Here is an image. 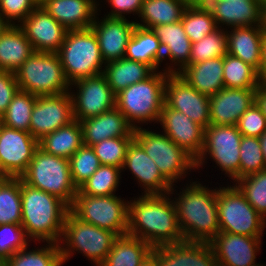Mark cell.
<instances>
[{"mask_svg": "<svg viewBox=\"0 0 266 266\" xmlns=\"http://www.w3.org/2000/svg\"><path fill=\"white\" fill-rule=\"evenodd\" d=\"M152 249L147 242L140 238L128 234L118 236L100 266H140Z\"/></svg>", "mask_w": 266, "mask_h": 266, "instance_id": "836d02e7", "label": "cell"}, {"mask_svg": "<svg viewBox=\"0 0 266 266\" xmlns=\"http://www.w3.org/2000/svg\"><path fill=\"white\" fill-rule=\"evenodd\" d=\"M96 0H46L41 6L67 30L91 28Z\"/></svg>", "mask_w": 266, "mask_h": 266, "instance_id": "d4e9b609", "label": "cell"}, {"mask_svg": "<svg viewBox=\"0 0 266 266\" xmlns=\"http://www.w3.org/2000/svg\"><path fill=\"white\" fill-rule=\"evenodd\" d=\"M39 148L30 132L9 128L0 123V162L11 178H20Z\"/></svg>", "mask_w": 266, "mask_h": 266, "instance_id": "2e32d148", "label": "cell"}, {"mask_svg": "<svg viewBox=\"0 0 266 266\" xmlns=\"http://www.w3.org/2000/svg\"><path fill=\"white\" fill-rule=\"evenodd\" d=\"M227 32L228 54L240 58L259 71L264 26H241ZM233 32V33H232Z\"/></svg>", "mask_w": 266, "mask_h": 266, "instance_id": "484cf974", "label": "cell"}, {"mask_svg": "<svg viewBox=\"0 0 266 266\" xmlns=\"http://www.w3.org/2000/svg\"><path fill=\"white\" fill-rule=\"evenodd\" d=\"M261 237L219 232L210 242L218 266H261L255 263ZM263 266V265H262Z\"/></svg>", "mask_w": 266, "mask_h": 266, "instance_id": "ac0fdd59", "label": "cell"}, {"mask_svg": "<svg viewBox=\"0 0 266 266\" xmlns=\"http://www.w3.org/2000/svg\"><path fill=\"white\" fill-rule=\"evenodd\" d=\"M165 134L195 160L200 156L204 145V128L192 121L184 113L162 107L159 119Z\"/></svg>", "mask_w": 266, "mask_h": 266, "instance_id": "d6986e66", "label": "cell"}, {"mask_svg": "<svg viewBox=\"0 0 266 266\" xmlns=\"http://www.w3.org/2000/svg\"><path fill=\"white\" fill-rule=\"evenodd\" d=\"M71 84L79 89L77 96L71 94L74 120L98 116L116 107V94L111 90L103 73Z\"/></svg>", "mask_w": 266, "mask_h": 266, "instance_id": "4fadbf2b", "label": "cell"}, {"mask_svg": "<svg viewBox=\"0 0 266 266\" xmlns=\"http://www.w3.org/2000/svg\"><path fill=\"white\" fill-rule=\"evenodd\" d=\"M114 10L107 15L112 18H125V13L137 12L140 15L144 0H108ZM123 14V15H122Z\"/></svg>", "mask_w": 266, "mask_h": 266, "instance_id": "816d5d0a", "label": "cell"}, {"mask_svg": "<svg viewBox=\"0 0 266 266\" xmlns=\"http://www.w3.org/2000/svg\"><path fill=\"white\" fill-rule=\"evenodd\" d=\"M120 170L122 169L119 167L101 165L97 171L78 188V191L82 195L89 196L112 195L119 184Z\"/></svg>", "mask_w": 266, "mask_h": 266, "instance_id": "ab89813d", "label": "cell"}, {"mask_svg": "<svg viewBox=\"0 0 266 266\" xmlns=\"http://www.w3.org/2000/svg\"><path fill=\"white\" fill-rule=\"evenodd\" d=\"M236 127L243 136L259 137L266 131V118L255 102L240 116Z\"/></svg>", "mask_w": 266, "mask_h": 266, "instance_id": "c3c4849f", "label": "cell"}, {"mask_svg": "<svg viewBox=\"0 0 266 266\" xmlns=\"http://www.w3.org/2000/svg\"><path fill=\"white\" fill-rule=\"evenodd\" d=\"M258 75L261 83L266 84V28L264 27V33L262 38V51H261V63L258 71Z\"/></svg>", "mask_w": 266, "mask_h": 266, "instance_id": "11a10c76", "label": "cell"}, {"mask_svg": "<svg viewBox=\"0 0 266 266\" xmlns=\"http://www.w3.org/2000/svg\"><path fill=\"white\" fill-rule=\"evenodd\" d=\"M259 142H260V146L262 149V154H263V158H264V162L266 164V131L263 132L259 137Z\"/></svg>", "mask_w": 266, "mask_h": 266, "instance_id": "6f0895ef", "label": "cell"}, {"mask_svg": "<svg viewBox=\"0 0 266 266\" xmlns=\"http://www.w3.org/2000/svg\"><path fill=\"white\" fill-rule=\"evenodd\" d=\"M128 167L148 194H172V184L161 174L143 147L133 139L128 145L123 169Z\"/></svg>", "mask_w": 266, "mask_h": 266, "instance_id": "44dd1931", "label": "cell"}, {"mask_svg": "<svg viewBox=\"0 0 266 266\" xmlns=\"http://www.w3.org/2000/svg\"><path fill=\"white\" fill-rule=\"evenodd\" d=\"M241 138L242 134L236 125L210 124L204 129V145L200 156L195 160L196 168L203 164L208 152L222 171L236 181L240 178Z\"/></svg>", "mask_w": 266, "mask_h": 266, "instance_id": "7c38bea8", "label": "cell"}, {"mask_svg": "<svg viewBox=\"0 0 266 266\" xmlns=\"http://www.w3.org/2000/svg\"><path fill=\"white\" fill-rule=\"evenodd\" d=\"M136 26L126 18L107 17L97 22L96 17L91 25L97 36L100 52L106 63L125 57L128 41Z\"/></svg>", "mask_w": 266, "mask_h": 266, "instance_id": "ffe728a7", "label": "cell"}, {"mask_svg": "<svg viewBox=\"0 0 266 266\" xmlns=\"http://www.w3.org/2000/svg\"><path fill=\"white\" fill-rule=\"evenodd\" d=\"M174 203L184 241L209 243L220 232L216 189L193 182Z\"/></svg>", "mask_w": 266, "mask_h": 266, "instance_id": "3957f363", "label": "cell"}, {"mask_svg": "<svg viewBox=\"0 0 266 266\" xmlns=\"http://www.w3.org/2000/svg\"><path fill=\"white\" fill-rule=\"evenodd\" d=\"M83 131V143L92 146L102 140L113 137L134 135L135 128L116 108L80 121Z\"/></svg>", "mask_w": 266, "mask_h": 266, "instance_id": "cb8c5ba5", "label": "cell"}, {"mask_svg": "<svg viewBox=\"0 0 266 266\" xmlns=\"http://www.w3.org/2000/svg\"><path fill=\"white\" fill-rule=\"evenodd\" d=\"M220 23L232 27L263 25V6L259 0H219L213 16Z\"/></svg>", "mask_w": 266, "mask_h": 266, "instance_id": "83f0119b", "label": "cell"}, {"mask_svg": "<svg viewBox=\"0 0 266 266\" xmlns=\"http://www.w3.org/2000/svg\"><path fill=\"white\" fill-rule=\"evenodd\" d=\"M225 32L218 27L200 41L192 43L189 64L225 56L228 52L227 32Z\"/></svg>", "mask_w": 266, "mask_h": 266, "instance_id": "60d3db41", "label": "cell"}, {"mask_svg": "<svg viewBox=\"0 0 266 266\" xmlns=\"http://www.w3.org/2000/svg\"><path fill=\"white\" fill-rule=\"evenodd\" d=\"M163 49V58L169 57L174 64L180 66L177 72L189 65L191 54V40L185 33L181 21L151 28ZM177 61V62H175Z\"/></svg>", "mask_w": 266, "mask_h": 266, "instance_id": "f546056e", "label": "cell"}, {"mask_svg": "<svg viewBox=\"0 0 266 266\" xmlns=\"http://www.w3.org/2000/svg\"><path fill=\"white\" fill-rule=\"evenodd\" d=\"M255 104L266 118V84L261 83L255 91Z\"/></svg>", "mask_w": 266, "mask_h": 266, "instance_id": "db71d44e", "label": "cell"}, {"mask_svg": "<svg viewBox=\"0 0 266 266\" xmlns=\"http://www.w3.org/2000/svg\"><path fill=\"white\" fill-rule=\"evenodd\" d=\"M235 186L248 203L266 220V169L241 177Z\"/></svg>", "mask_w": 266, "mask_h": 266, "instance_id": "b9f144b4", "label": "cell"}, {"mask_svg": "<svg viewBox=\"0 0 266 266\" xmlns=\"http://www.w3.org/2000/svg\"><path fill=\"white\" fill-rule=\"evenodd\" d=\"M27 241L21 224L0 225V257L10 258L17 251L27 247Z\"/></svg>", "mask_w": 266, "mask_h": 266, "instance_id": "7dc6e473", "label": "cell"}, {"mask_svg": "<svg viewBox=\"0 0 266 266\" xmlns=\"http://www.w3.org/2000/svg\"><path fill=\"white\" fill-rule=\"evenodd\" d=\"M181 22L191 43L200 41L218 28L213 16L200 12L189 4L183 11Z\"/></svg>", "mask_w": 266, "mask_h": 266, "instance_id": "f6af8a7d", "label": "cell"}, {"mask_svg": "<svg viewBox=\"0 0 266 266\" xmlns=\"http://www.w3.org/2000/svg\"><path fill=\"white\" fill-rule=\"evenodd\" d=\"M239 156L240 178L266 169L258 137L242 135Z\"/></svg>", "mask_w": 266, "mask_h": 266, "instance_id": "bcb514c9", "label": "cell"}, {"mask_svg": "<svg viewBox=\"0 0 266 266\" xmlns=\"http://www.w3.org/2000/svg\"><path fill=\"white\" fill-rule=\"evenodd\" d=\"M69 210L80 220L112 231L117 236L127 234L128 202L114 194L89 196L78 191Z\"/></svg>", "mask_w": 266, "mask_h": 266, "instance_id": "30bf717a", "label": "cell"}, {"mask_svg": "<svg viewBox=\"0 0 266 266\" xmlns=\"http://www.w3.org/2000/svg\"><path fill=\"white\" fill-rule=\"evenodd\" d=\"M62 236L65 239L63 241L67 243L66 248L60 247L62 263L69 259L72 251L79 250L96 266L104 262L112 249L114 240L118 237L112 231L80 220L70 210L64 220Z\"/></svg>", "mask_w": 266, "mask_h": 266, "instance_id": "ba28073f", "label": "cell"}, {"mask_svg": "<svg viewBox=\"0 0 266 266\" xmlns=\"http://www.w3.org/2000/svg\"><path fill=\"white\" fill-rule=\"evenodd\" d=\"M37 0H0V13L10 25L12 20L22 23L38 6Z\"/></svg>", "mask_w": 266, "mask_h": 266, "instance_id": "681fc988", "label": "cell"}, {"mask_svg": "<svg viewBox=\"0 0 266 266\" xmlns=\"http://www.w3.org/2000/svg\"><path fill=\"white\" fill-rule=\"evenodd\" d=\"M255 91L224 87L209 96L210 124L236 125L240 116L255 102Z\"/></svg>", "mask_w": 266, "mask_h": 266, "instance_id": "7402d4cb", "label": "cell"}, {"mask_svg": "<svg viewBox=\"0 0 266 266\" xmlns=\"http://www.w3.org/2000/svg\"><path fill=\"white\" fill-rule=\"evenodd\" d=\"M46 0H37L38 4L41 6Z\"/></svg>", "mask_w": 266, "mask_h": 266, "instance_id": "be15d7a7", "label": "cell"}, {"mask_svg": "<svg viewBox=\"0 0 266 266\" xmlns=\"http://www.w3.org/2000/svg\"><path fill=\"white\" fill-rule=\"evenodd\" d=\"M21 178L0 183V225L21 224Z\"/></svg>", "mask_w": 266, "mask_h": 266, "instance_id": "74e56055", "label": "cell"}, {"mask_svg": "<svg viewBox=\"0 0 266 266\" xmlns=\"http://www.w3.org/2000/svg\"><path fill=\"white\" fill-rule=\"evenodd\" d=\"M164 104L184 113L204 129L210 125L209 96L198 92L177 73L167 76Z\"/></svg>", "mask_w": 266, "mask_h": 266, "instance_id": "9a60e30c", "label": "cell"}, {"mask_svg": "<svg viewBox=\"0 0 266 266\" xmlns=\"http://www.w3.org/2000/svg\"><path fill=\"white\" fill-rule=\"evenodd\" d=\"M263 26L266 28V5L263 7Z\"/></svg>", "mask_w": 266, "mask_h": 266, "instance_id": "94428289", "label": "cell"}, {"mask_svg": "<svg viewBox=\"0 0 266 266\" xmlns=\"http://www.w3.org/2000/svg\"><path fill=\"white\" fill-rule=\"evenodd\" d=\"M140 266H159L158 247L152 249Z\"/></svg>", "mask_w": 266, "mask_h": 266, "instance_id": "9f6ffc18", "label": "cell"}, {"mask_svg": "<svg viewBox=\"0 0 266 266\" xmlns=\"http://www.w3.org/2000/svg\"><path fill=\"white\" fill-rule=\"evenodd\" d=\"M20 90L35 96L58 95L69 91L58 53L36 52L15 72Z\"/></svg>", "mask_w": 266, "mask_h": 266, "instance_id": "52a82bcc", "label": "cell"}, {"mask_svg": "<svg viewBox=\"0 0 266 266\" xmlns=\"http://www.w3.org/2000/svg\"><path fill=\"white\" fill-rule=\"evenodd\" d=\"M83 144L82 126L77 120L39 140V148L44 152L66 159H69Z\"/></svg>", "mask_w": 266, "mask_h": 266, "instance_id": "d6a6232c", "label": "cell"}, {"mask_svg": "<svg viewBox=\"0 0 266 266\" xmlns=\"http://www.w3.org/2000/svg\"><path fill=\"white\" fill-rule=\"evenodd\" d=\"M34 53L25 32L17 25H10L0 35V71L15 73Z\"/></svg>", "mask_w": 266, "mask_h": 266, "instance_id": "f1b7e54d", "label": "cell"}, {"mask_svg": "<svg viewBox=\"0 0 266 266\" xmlns=\"http://www.w3.org/2000/svg\"><path fill=\"white\" fill-rule=\"evenodd\" d=\"M106 64L105 69H103V74L115 94L134 83L147 79L156 72L146 63L132 61L125 57Z\"/></svg>", "mask_w": 266, "mask_h": 266, "instance_id": "4dcf8cb0", "label": "cell"}, {"mask_svg": "<svg viewBox=\"0 0 266 266\" xmlns=\"http://www.w3.org/2000/svg\"><path fill=\"white\" fill-rule=\"evenodd\" d=\"M68 160L71 178L77 189L101 166L93 148L84 144Z\"/></svg>", "mask_w": 266, "mask_h": 266, "instance_id": "7bdbcfd3", "label": "cell"}, {"mask_svg": "<svg viewBox=\"0 0 266 266\" xmlns=\"http://www.w3.org/2000/svg\"><path fill=\"white\" fill-rule=\"evenodd\" d=\"M223 79L226 88L256 89L261 84L255 68L228 53L223 56Z\"/></svg>", "mask_w": 266, "mask_h": 266, "instance_id": "d590c367", "label": "cell"}, {"mask_svg": "<svg viewBox=\"0 0 266 266\" xmlns=\"http://www.w3.org/2000/svg\"><path fill=\"white\" fill-rule=\"evenodd\" d=\"M69 209L59 197L34 188L21 179V226L27 238L61 243L64 220Z\"/></svg>", "mask_w": 266, "mask_h": 266, "instance_id": "7a4b0ae2", "label": "cell"}, {"mask_svg": "<svg viewBox=\"0 0 266 266\" xmlns=\"http://www.w3.org/2000/svg\"><path fill=\"white\" fill-rule=\"evenodd\" d=\"M18 90L15 73L0 71V117L6 112Z\"/></svg>", "mask_w": 266, "mask_h": 266, "instance_id": "f907efd6", "label": "cell"}, {"mask_svg": "<svg viewBox=\"0 0 266 266\" xmlns=\"http://www.w3.org/2000/svg\"><path fill=\"white\" fill-rule=\"evenodd\" d=\"M134 139V135L127 137H113L92 145L95 155L101 165L119 167L123 170L128 145Z\"/></svg>", "mask_w": 266, "mask_h": 266, "instance_id": "ee69618b", "label": "cell"}, {"mask_svg": "<svg viewBox=\"0 0 266 266\" xmlns=\"http://www.w3.org/2000/svg\"><path fill=\"white\" fill-rule=\"evenodd\" d=\"M134 139L171 184L183 177L188 169L196 168L195 159L166 134L162 135L137 127L134 131Z\"/></svg>", "mask_w": 266, "mask_h": 266, "instance_id": "8fae6325", "label": "cell"}, {"mask_svg": "<svg viewBox=\"0 0 266 266\" xmlns=\"http://www.w3.org/2000/svg\"><path fill=\"white\" fill-rule=\"evenodd\" d=\"M37 96L18 90L6 112L0 117V123L9 128L30 132V119Z\"/></svg>", "mask_w": 266, "mask_h": 266, "instance_id": "8d00e7d4", "label": "cell"}, {"mask_svg": "<svg viewBox=\"0 0 266 266\" xmlns=\"http://www.w3.org/2000/svg\"><path fill=\"white\" fill-rule=\"evenodd\" d=\"M11 177L8 175V173L5 171V169L2 167V164L0 162V183H4L8 181Z\"/></svg>", "mask_w": 266, "mask_h": 266, "instance_id": "680465c9", "label": "cell"}, {"mask_svg": "<svg viewBox=\"0 0 266 266\" xmlns=\"http://www.w3.org/2000/svg\"><path fill=\"white\" fill-rule=\"evenodd\" d=\"M187 5L188 0H144L139 15L143 24L136 25L151 29L154 26L179 22Z\"/></svg>", "mask_w": 266, "mask_h": 266, "instance_id": "e575fe53", "label": "cell"}, {"mask_svg": "<svg viewBox=\"0 0 266 266\" xmlns=\"http://www.w3.org/2000/svg\"><path fill=\"white\" fill-rule=\"evenodd\" d=\"M125 58L146 63L155 71L164 60L163 49L154 32L137 25L128 41Z\"/></svg>", "mask_w": 266, "mask_h": 266, "instance_id": "1f68e13d", "label": "cell"}, {"mask_svg": "<svg viewBox=\"0 0 266 266\" xmlns=\"http://www.w3.org/2000/svg\"><path fill=\"white\" fill-rule=\"evenodd\" d=\"M74 121L71 93L37 96L31 119L30 133L40 140Z\"/></svg>", "mask_w": 266, "mask_h": 266, "instance_id": "5bb4252c", "label": "cell"}, {"mask_svg": "<svg viewBox=\"0 0 266 266\" xmlns=\"http://www.w3.org/2000/svg\"><path fill=\"white\" fill-rule=\"evenodd\" d=\"M219 0H188V4L200 12L214 16Z\"/></svg>", "mask_w": 266, "mask_h": 266, "instance_id": "f5cc1de1", "label": "cell"}, {"mask_svg": "<svg viewBox=\"0 0 266 266\" xmlns=\"http://www.w3.org/2000/svg\"><path fill=\"white\" fill-rule=\"evenodd\" d=\"M57 53L70 85L79 79L103 73L102 64L105 62L92 28L68 30Z\"/></svg>", "mask_w": 266, "mask_h": 266, "instance_id": "5b68a950", "label": "cell"}, {"mask_svg": "<svg viewBox=\"0 0 266 266\" xmlns=\"http://www.w3.org/2000/svg\"><path fill=\"white\" fill-rule=\"evenodd\" d=\"M148 194L128 201L127 234L140 238L152 248L184 241L175 203L167 194Z\"/></svg>", "mask_w": 266, "mask_h": 266, "instance_id": "6da1fadb", "label": "cell"}, {"mask_svg": "<svg viewBox=\"0 0 266 266\" xmlns=\"http://www.w3.org/2000/svg\"><path fill=\"white\" fill-rule=\"evenodd\" d=\"M46 248L26 252L27 247L7 259V266H61L60 244L47 242Z\"/></svg>", "mask_w": 266, "mask_h": 266, "instance_id": "f35d334b", "label": "cell"}, {"mask_svg": "<svg viewBox=\"0 0 266 266\" xmlns=\"http://www.w3.org/2000/svg\"><path fill=\"white\" fill-rule=\"evenodd\" d=\"M10 26L6 19L0 13V35Z\"/></svg>", "mask_w": 266, "mask_h": 266, "instance_id": "91938a15", "label": "cell"}, {"mask_svg": "<svg viewBox=\"0 0 266 266\" xmlns=\"http://www.w3.org/2000/svg\"><path fill=\"white\" fill-rule=\"evenodd\" d=\"M262 4V6L264 7L266 5V0H259Z\"/></svg>", "mask_w": 266, "mask_h": 266, "instance_id": "e7e4bbea", "label": "cell"}, {"mask_svg": "<svg viewBox=\"0 0 266 266\" xmlns=\"http://www.w3.org/2000/svg\"><path fill=\"white\" fill-rule=\"evenodd\" d=\"M20 178L34 188L59 197L69 207L78 192L71 178L69 160L48 154L40 148Z\"/></svg>", "mask_w": 266, "mask_h": 266, "instance_id": "8992f818", "label": "cell"}, {"mask_svg": "<svg viewBox=\"0 0 266 266\" xmlns=\"http://www.w3.org/2000/svg\"><path fill=\"white\" fill-rule=\"evenodd\" d=\"M220 232L261 237L266 220L248 203L236 186L217 190Z\"/></svg>", "mask_w": 266, "mask_h": 266, "instance_id": "9c48e42d", "label": "cell"}, {"mask_svg": "<svg viewBox=\"0 0 266 266\" xmlns=\"http://www.w3.org/2000/svg\"><path fill=\"white\" fill-rule=\"evenodd\" d=\"M0 266H7V259L0 257Z\"/></svg>", "mask_w": 266, "mask_h": 266, "instance_id": "6125c7cd", "label": "cell"}, {"mask_svg": "<svg viewBox=\"0 0 266 266\" xmlns=\"http://www.w3.org/2000/svg\"><path fill=\"white\" fill-rule=\"evenodd\" d=\"M159 266H218L207 242L182 241L158 246Z\"/></svg>", "mask_w": 266, "mask_h": 266, "instance_id": "603a6c76", "label": "cell"}, {"mask_svg": "<svg viewBox=\"0 0 266 266\" xmlns=\"http://www.w3.org/2000/svg\"><path fill=\"white\" fill-rule=\"evenodd\" d=\"M167 69L165 72H154L147 79L116 94V108L135 129L138 127L135 122L159 121L164 106L167 76L177 73L176 69L172 70L170 66Z\"/></svg>", "mask_w": 266, "mask_h": 266, "instance_id": "277c9868", "label": "cell"}, {"mask_svg": "<svg viewBox=\"0 0 266 266\" xmlns=\"http://www.w3.org/2000/svg\"><path fill=\"white\" fill-rule=\"evenodd\" d=\"M20 25L36 52L57 53L68 31L40 5Z\"/></svg>", "mask_w": 266, "mask_h": 266, "instance_id": "e0dca14e", "label": "cell"}, {"mask_svg": "<svg viewBox=\"0 0 266 266\" xmlns=\"http://www.w3.org/2000/svg\"><path fill=\"white\" fill-rule=\"evenodd\" d=\"M177 74L198 92L207 96L214 95L225 87L223 57L189 64L177 72Z\"/></svg>", "mask_w": 266, "mask_h": 266, "instance_id": "4316f807", "label": "cell"}]
</instances>
